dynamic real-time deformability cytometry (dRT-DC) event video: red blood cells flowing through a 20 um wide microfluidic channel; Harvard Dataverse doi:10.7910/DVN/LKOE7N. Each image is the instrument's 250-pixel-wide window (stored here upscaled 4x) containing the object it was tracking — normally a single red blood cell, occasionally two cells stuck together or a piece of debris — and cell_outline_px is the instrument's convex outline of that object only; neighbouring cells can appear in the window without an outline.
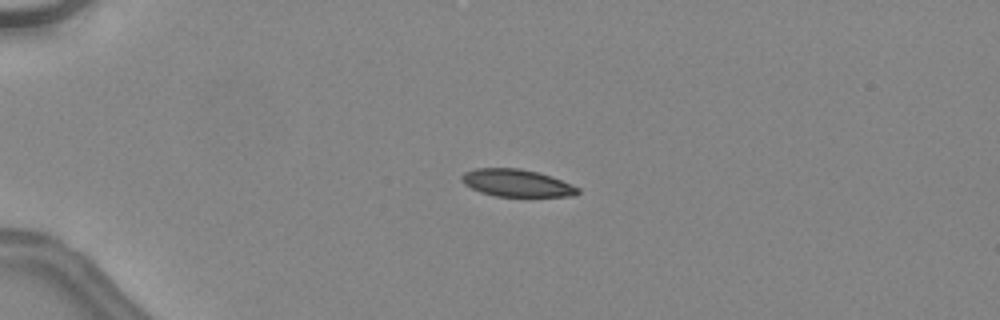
{"species": "common noctule bat (a hibernating species)", "species_latin": "Nyctalus noctula", "temperature_condition": "warm", "stored_images_in_passage": 48, "camera_frame_rate_fps": 3000, "um_per_image_px": 0.085, "animal": {"sex": "female", "body_mass_g": 24.6, "forearm_length_mm": 56.2}, "frame": {"image": 1, "passage_image": 14, "time_ms": 4.333, "image_size_px": [1000, 320], "cell_outline_px": [[580, 192], [576, 196], [496, 196], [480, 192], [464, 184], [460, 180], [460, 176], [464, 172], [476, 168], [520, 168], [552, 176], [572, 184], [580, 188]], "centroid_in_image_um": [43.93, 15.55], "position_along_channel_um": 41.1, "area_um2": 18.61}, "authors_computed_cell_mechanics": {"area_um2": 19.2763, "velocity_mm_per_s": 4.5358, "shape_relaxation_time_tau1_ms": 5.528, "shape_relaxation_time_tau2_ms": 1.168, "deformation_change_tau1": 0.1843, "deformation_change_tau2": 0.0574}}